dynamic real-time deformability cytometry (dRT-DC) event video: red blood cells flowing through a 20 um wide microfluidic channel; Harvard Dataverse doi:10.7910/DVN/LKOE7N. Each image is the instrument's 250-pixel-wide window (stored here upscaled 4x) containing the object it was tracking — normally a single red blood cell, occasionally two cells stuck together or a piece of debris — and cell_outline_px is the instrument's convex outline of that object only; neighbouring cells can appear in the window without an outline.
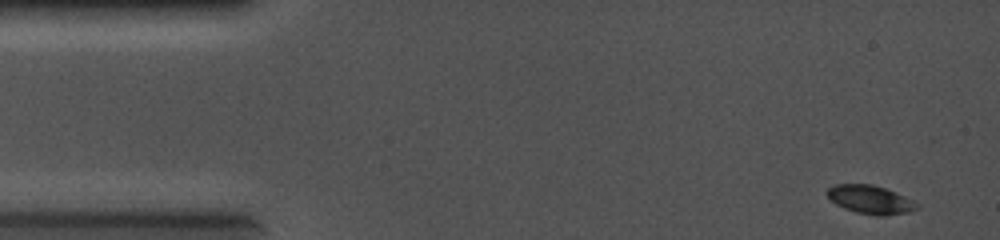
{"species": "common noctule bat (a hibernating species)", "species_latin": "Nyctalus noctula", "temperature_condition": "cold", "stored_images_in_passage": 62, "camera_frame_rate_fps": 5000, "um_per_image_px": 0.085, "animal": {"sex": "female", "body_mass_g": 19.0, "forearm_length_mm": 56.7}, "frame": {"image": 1, "passage_image": 1, "time_ms": 0.0, "image_size_px": [1000, 240], "cell_outline_px": [[920, 208], [908, 212], [884, 216], [876, 216], [856, 212], [844, 208], [836, 204], [828, 196], [828, 188], [836, 184], [872, 184], [896, 192], [920, 204]], "centroid_in_image_um": [74.02, 16.97], "position_along_channel_um": 11.0, "area_um2": 14.85}}
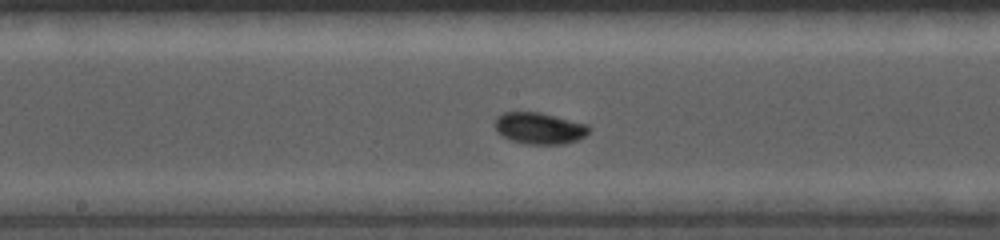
{"frame": {"image": 2, "passage_image": 32, "time_ms": 6.2, "image_size_px": [1000, 240], "cell_outline_px": [[592, 128], [584, 136], [576, 140], [564, 144], [528, 144], [512, 140], [496, 132], [492, 124], [496, 116], [504, 112], [540, 112], [588, 124]], "centroid_in_image_um": [45.82, 10.89], "position_along_channel_um": 202.4, "area_um2": 17.46}}
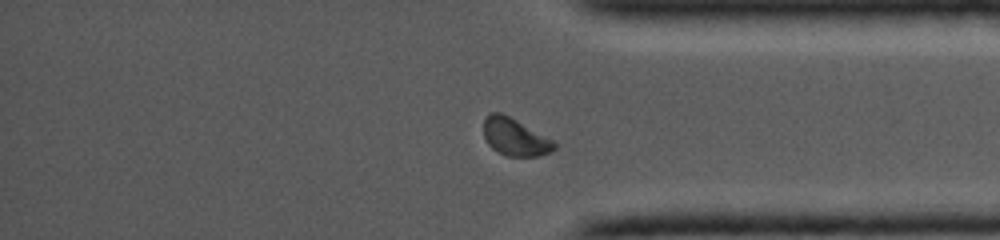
{"frame": {"image": 3, "passage_image": 52, "time_ms": 10.2, "image_size_px": [1000, 240], "cell_outline_px": [[556, 148], [552, 152], [536, 156], [508, 156], [492, 148], [488, 144], [484, 136], [484, 120], [492, 112], [500, 112], [516, 120], [552, 140], [556, 144]], "centroid_in_image_um": [43.77, 11.66], "position_along_channel_um": 391.4, "area_um2": 15.03}}